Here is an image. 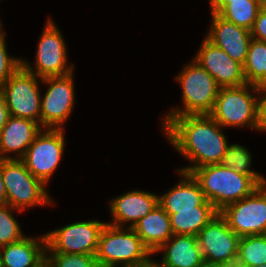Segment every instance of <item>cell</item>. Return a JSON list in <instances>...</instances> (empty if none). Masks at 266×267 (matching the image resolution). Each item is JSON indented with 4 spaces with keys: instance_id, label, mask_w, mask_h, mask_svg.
Masks as SVG:
<instances>
[{
    "instance_id": "cb8c5ba5",
    "label": "cell",
    "mask_w": 266,
    "mask_h": 267,
    "mask_svg": "<svg viewBox=\"0 0 266 267\" xmlns=\"http://www.w3.org/2000/svg\"><path fill=\"white\" fill-rule=\"evenodd\" d=\"M236 263L245 267L266 264V234L240 237Z\"/></svg>"
},
{
    "instance_id": "44dd1931",
    "label": "cell",
    "mask_w": 266,
    "mask_h": 267,
    "mask_svg": "<svg viewBox=\"0 0 266 267\" xmlns=\"http://www.w3.org/2000/svg\"><path fill=\"white\" fill-rule=\"evenodd\" d=\"M133 230L152 254L173 236L170 216L160 205L140 219Z\"/></svg>"
},
{
    "instance_id": "2e32d148",
    "label": "cell",
    "mask_w": 266,
    "mask_h": 267,
    "mask_svg": "<svg viewBox=\"0 0 266 267\" xmlns=\"http://www.w3.org/2000/svg\"><path fill=\"white\" fill-rule=\"evenodd\" d=\"M159 205V196L145 191H130L110 202V212L114 223H108L116 227H123V223L132 222L133 228L137 222L145 218Z\"/></svg>"
},
{
    "instance_id": "e575fe53",
    "label": "cell",
    "mask_w": 266,
    "mask_h": 267,
    "mask_svg": "<svg viewBox=\"0 0 266 267\" xmlns=\"http://www.w3.org/2000/svg\"><path fill=\"white\" fill-rule=\"evenodd\" d=\"M133 267H161V266L151 259L150 261H148L147 263H145L143 265L133 266Z\"/></svg>"
},
{
    "instance_id": "836d02e7",
    "label": "cell",
    "mask_w": 266,
    "mask_h": 267,
    "mask_svg": "<svg viewBox=\"0 0 266 267\" xmlns=\"http://www.w3.org/2000/svg\"><path fill=\"white\" fill-rule=\"evenodd\" d=\"M7 204V193L2 176V159L0 158V205Z\"/></svg>"
},
{
    "instance_id": "ffe728a7",
    "label": "cell",
    "mask_w": 266,
    "mask_h": 267,
    "mask_svg": "<svg viewBox=\"0 0 266 267\" xmlns=\"http://www.w3.org/2000/svg\"><path fill=\"white\" fill-rule=\"evenodd\" d=\"M158 251L164 252L161 267H199L204 262L197 236L173 234Z\"/></svg>"
},
{
    "instance_id": "9c48e42d",
    "label": "cell",
    "mask_w": 266,
    "mask_h": 267,
    "mask_svg": "<svg viewBox=\"0 0 266 267\" xmlns=\"http://www.w3.org/2000/svg\"><path fill=\"white\" fill-rule=\"evenodd\" d=\"M107 223L75 222L45 234L46 252L96 255L100 234Z\"/></svg>"
},
{
    "instance_id": "9a60e30c",
    "label": "cell",
    "mask_w": 266,
    "mask_h": 267,
    "mask_svg": "<svg viewBox=\"0 0 266 267\" xmlns=\"http://www.w3.org/2000/svg\"><path fill=\"white\" fill-rule=\"evenodd\" d=\"M211 14V29L206 39L243 65L252 40L250 30L228 22L218 14Z\"/></svg>"
},
{
    "instance_id": "8fae6325",
    "label": "cell",
    "mask_w": 266,
    "mask_h": 267,
    "mask_svg": "<svg viewBox=\"0 0 266 267\" xmlns=\"http://www.w3.org/2000/svg\"><path fill=\"white\" fill-rule=\"evenodd\" d=\"M63 129L41 131L21 159L28 171L45 185L55 172L64 151Z\"/></svg>"
},
{
    "instance_id": "484cf974",
    "label": "cell",
    "mask_w": 266,
    "mask_h": 267,
    "mask_svg": "<svg viewBox=\"0 0 266 267\" xmlns=\"http://www.w3.org/2000/svg\"><path fill=\"white\" fill-rule=\"evenodd\" d=\"M251 159L247 148L239 144H231L227 146L219 164L223 167L232 168L237 173L250 176L259 186L266 184L264 176L250 170Z\"/></svg>"
},
{
    "instance_id": "ab89813d",
    "label": "cell",
    "mask_w": 266,
    "mask_h": 267,
    "mask_svg": "<svg viewBox=\"0 0 266 267\" xmlns=\"http://www.w3.org/2000/svg\"><path fill=\"white\" fill-rule=\"evenodd\" d=\"M1 29H2V28H1V22H0V36H1V35H4L3 31H1Z\"/></svg>"
},
{
    "instance_id": "f546056e",
    "label": "cell",
    "mask_w": 266,
    "mask_h": 267,
    "mask_svg": "<svg viewBox=\"0 0 266 267\" xmlns=\"http://www.w3.org/2000/svg\"><path fill=\"white\" fill-rule=\"evenodd\" d=\"M263 94L257 99L256 129L266 131V85L258 86V92Z\"/></svg>"
},
{
    "instance_id": "d590c367",
    "label": "cell",
    "mask_w": 266,
    "mask_h": 267,
    "mask_svg": "<svg viewBox=\"0 0 266 267\" xmlns=\"http://www.w3.org/2000/svg\"><path fill=\"white\" fill-rule=\"evenodd\" d=\"M199 267H226L220 264H213L208 262H203Z\"/></svg>"
},
{
    "instance_id": "e0dca14e",
    "label": "cell",
    "mask_w": 266,
    "mask_h": 267,
    "mask_svg": "<svg viewBox=\"0 0 266 267\" xmlns=\"http://www.w3.org/2000/svg\"><path fill=\"white\" fill-rule=\"evenodd\" d=\"M39 123L27 119L9 116L8 121L0 131V158L22 159L27 148L32 144L35 137L42 131ZM16 153L17 157H9L7 153Z\"/></svg>"
},
{
    "instance_id": "52a82bcc",
    "label": "cell",
    "mask_w": 266,
    "mask_h": 267,
    "mask_svg": "<svg viewBox=\"0 0 266 267\" xmlns=\"http://www.w3.org/2000/svg\"><path fill=\"white\" fill-rule=\"evenodd\" d=\"M0 89L11 116L31 119L41 125L42 96L35 74L21 65Z\"/></svg>"
},
{
    "instance_id": "d4e9b609",
    "label": "cell",
    "mask_w": 266,
    "mask_h": 267,
    "mask_svg": "<svg viewBox=\"0 0 266 267\" xmlns=\"http://www.w3.org/2000/svg\"><path fill=\"white\" fill-rule=\"evenodd\" d=\"M261 8L257 0H232L218 15L228 22L251 30Z\"/></svg>"
},
{
    "instance_id": "603a6c76",
    "label": "cell",
    "mask_w": 266,
    "mask_h": 267,
    "mask_svg": "<svg viewBox=\"0 0 266 267\" xmlns=\"http://www.w3.org/2000/svg\"><path fill=\"white\" fill-rule=\"evenodd\" d=\"M243 71L246 83L266 85V42L251 40Z\"/></svg>"
},
{
    "instance_id": "74e56055",
    "label": "cell",
    "mask_w": 266,
    "mask_h": 267,
    "mask_svg": "<svg viewBox=\"0 0 266 267\" xmlns=\"http://www.w3.org/2000/svg\"><path fill=\"white\" fill-rule=\"evenodd\" d=\"M226 267H245V266L239 265L237 263H233V264L226 266Z\"/></svg>"
},
{
    "instance_id": "4fadbf2b",
    "label": "cell",
    "mask_w": 266,
    "mask_h": 267,
    "mask_svg": "<svg viewBox=\"0 0 266 267\" xmlns=\"http://www.w3.org/2000/svg\"><path fill=\"white\" fill-rule=\"evenodd\" d=\"M73 72L65 76L41 79L49 85L41 97V126L46 129H63L74 104ZM63 123V124H62Z\"/></svg>"
},
{
    "instance_id": "5bb4252c",
    "label": "cell",
    "mask_w": 266,
    "mask_h": 267,
    "mask_svg": "<svg viewBox=\"0 0 266 267\" xmlns=\"http://www.w3.org/2000/svg\"><path fill=\"white\" fill-rule=\"evenodd\" d=\"M196 55L194 60L212 75L220 88L246 84L243 65L233 60L206 38Z\"/></svg>"
},
{
    "instance_id": "3957f363",
    "label": "cell",
    "mask_w": 266,
    "mask_h": 267,
    "mask_svg": "<svg viewBox=\"0 0 266 267\" xmlns=\"http://www.w3.org/2000/svg\"><path fill=\"white\" fill-rule=\"evenodd\" d=\"M151 254L133 228L107 223L100 234L96 260L99 267H133L150 261Z\"/></svg>"
},
{
    "instance_id": "f35d334b",
    "label": "cell",
    "mask_w": 266,
    "mask_h": 267,
    "mask_svg": "<svg viewBox=\"0 0 266 267\" xmlns=\"http://www.w3.org/2000/svg\"><path fill=\"white\" fill-rule=\"evenodd\" d=\"M0 267H3V264H2V255H1V249H0Z\"/></svg>"
},
{
    "instance_id": "277c9868",
    "label": "cell",
    "mask_w": 266,
    "mask_h": 267,
    "mask_svg": "<svg viewBox=\"0 0 266 267\" xmlns=\"http://www.w3.org/2000/svg\"><path fill=\"white\" fill-rule=\"evenodd\" d=\"M176 80L182 87L183 110L173 109L164 118V124L173 116L209 114L216 101L219 86L212 75L194 59L187 64Z\"/></svg>"
},
{
    "instance_id": "7c38bea8",
    "label": "cell",
    "mask_w": 266,
    "mask_h": 267,
    "mask_svg": "<svg viewBox=\"0 0 266 267\" xmlns=\"http://www.w3.org/2000/svg\"><path fill=\"white\" fill-rule=\"evenodd\" d=\"M35 72L28 61L22 60V66L29 72L40 77L65 76L73 72V65L67 67V53L64 39L52 19L47 25L38 41Z\"/></svg>"
},
{
    "instance_id": "7a4b0ae2",
    "label": "cell",
    "mask_w": 266,
    "mask_h": 267,
    "mask_svg": "<svg viewBox=\"0 0 266 267\" xmlns=\"http://www.w3.org/2000/svg\"><path fill=\"white\" fill-rule=\"evenodd\" d=\"M191 175L199 183L205 198L218 211L250 195L259 185L248 175L232 168L212 164L194 169Z\"/></svg>"
},
{
    "instance_id": "7402d4cb",
    "label": "cell",
    "mask_w": 266,
    "mask_h": 267,
    "mask_svg": "<svg viewBox=\"0 0 266 267\" xmlns=\"http://www.w3.org/2000/svg\"><path fill=\"white\" fill-rule=\"evenodd\" d=\"M219 211L205 201L197 210L178 211L170 216L173 234L197 236L201 229L208 224Z\"/></svg>"
},
{
    "instance_id": "6da1fadb",
    "label": "cell",
    "mask_w": 266,
    "mask_h": 267,
    "mask_svg": "<svg viewBox=\"0 0 266 267\" xmlns=\"http://www.w3.org/2000/svg\"><path fill=\"white\" fill-rule=\"evenodd\" d=\"M162 125L177 152L194 163L180 171L191 173L202 166L219 164L227 150L226 136L209 114L173 116Z\"/></svg>"
},
{
    "instance_id": "d6a6232c",
    "label": "cell",
    "mask_w": 266,
    "mask_h": 267,
    "mask_svg": "<svg viewBox=\"0 0 266 267\" xmlns=\"http://www.w3.org/2000/svg\"><path fill=\"white\" fill-rule=\"evenodd\" d=\"M232 0H210L212 13L219 14Z\"/></svg>"
},
{
    "instance_id": "8d00e7d4",
    "label": "cell",
    "mask_w": 266,
    "mask_h": 267,
    "mask_svg": "<svg viewBox=\"0 0 266 267\" xmlns=\"http://www.w3.org/2000/svg\"><path fill=\"white\" fill-rule=\"evenodd\" d=\"M262 7H266V0H257Z\"/></svg>"
},
{
    "instance_id": "83f0119b",
    "label": "cell",
    "mask_w": 266,
    "mask_h": 267,
    "mask_svg": "<svg viewBox=\"0 0 266 267\" xmlns=\"http://www.w3.org/2000/svg\"><path fill=\"white\" fill-rule=\"evenodd\" d=\"M49 255V256H48ZM47 267H99L96 255L46 253Z\"/></svg>"
},
{
    "instance_id": "ac0fdd59",
    "label": "cell",
    "mask_w": 266,
    "mask_h": 267,
    "mask_svg": "<svg viewBox=\"0 0 266 267\" xmlns=\"http://www.w3.org/2000/svg\"><path fill=\"white\" fill-rule=\"evenodd\" d=\"M38 239V240H37ZM23 237L0 247L3 267H44L46 264V236Z\"/></svg>"
},
{
    "instance_id": "4dcf8cb0",
    "label": "cell",
    "mask_w": 266,
    "mask_h": 267,
    "mask_svg": "<svg viewBox=\"0 0 266 267\" xmlns=\"http://www.w3.org/2000/svg\"><path fill=\"white\" fill-rule=\"evenodd\" d=\"M250 33L252 39L266 42V7L259 10Z\"/></svg>"
},
{
    "instance_id": "60d3db41",
    "label": "cell",
    "mask_w": 266,
    "mask_h": 267,
    "mask_svg": "<svg viewBox=\"0 0 266 267\" xmlns=\"http://www.w3.org/2000/svg\"><path fill=\"white\" fill-rule=\"evenodd\" d=\"M256 267H266V264H263L262 266H256Z\"/></svg>"
},
{
    "instance_id": "30bf717a",
    "label": "cell",
    "mask_w": 266,
    "mask_h": 267,
    "mask_svg": "<svg viewBox=\"0 0 266 267\" xmlns=\"http://www.w3.org/2000/svg\"><path fill=\"white\" fill-rule=\"evenodd\" d=\"M204 262L229 266L236 263L240 237L218 213L197 235Z\"/></svg>"
},
{
    "instance_id": "4316f807",
    "label": "cell",
    "mask_w": 266,
    "mask_h": 267,
    "mask_svg": "<svg viewBox=\"0 0 266 267\" xmlns=\"http://www.w3.org/2000/svg\"><path fill=\"white\" fill-rule=\"evenodd\" d=\"M9 204L0 205V247L21 240L23 234L17 220L13 217Z\"/></svg>"
},
{
    "instance_id": "ba28073f",
    "label": "cell",
    "mask_w": 266,
    "mask_h": 267,
    "mask_svg": "<svg viewBox=\"0 0 266 267\" xmlns=\"http://www.w3.org/2000/svg\"><path fill=\"white\" fill-rule=\"evenodd\" d=\"M219 213L239 237L266 234V184L226 205Z\"/></svg>"
},
{
    "instance_id": "8992f818",
    "label": "cell",
    "mask_w": 266,
    "mask_h": 267,
    "mask_svg": "<svg viewBox=\"0 0 266 267\" xmlns=\"http://www.w3.org/2000/svg\"><path fill=\"white\" fill-rule=\"evenodd\" d=\"M258 92V86L244 84L237 87L219 88L216 101L209 115L221 127H242L249 125L256 130L258 96H253L248 88Z\"/></svg>"
},
{
    "instance_id": "5b68a950",
    "label": "cell",
    "mask_w": 266,
    "mask_h": 267,
    "mask_svg": "<svg viewBox=\"0 0 266 267\" xmlns=\"http://www.w3.org/2000/svg\"><path fill=\"white\" fill-rule=\"evenodd\" d=\"M2 176L7 204L16 211L52 203L44 188L45 184L28 171L21 159H2Z\"/></svg>"
},
{
    "instance_id": "d6986e66",
    "label": "cell",
    "mask_w": 266,
    "mask_h": 267,
    "mask_svg": "<svg viewBox=\"0 0 266 267\" xmlns=\"http://www.w3.org/2000/svg\"><path fill=\"white\" fill-rule=\"evenodd\" d=\"M183 179L159 197V205L167 214H176L178 211L197 210L207 199L201 190L199 183L191 175L179 170Z\"/></svg>"
},
{
    "instance_id": "f1b7e54d",
    "label": "cell",
    "mask_w": 266,
    "mask_h": 267,
    "mask_svg": "<svg viewBox=\"0 0 266 267\" xmlns=\"http://www.w3.org/2000/svg\"><path fill=\"white\" fill-rule=\"evenodd\" d=\"M5 36H0V88L20 68L22 59L8 56Z\"/></svg>"
},
{
    "instance_id": "1f68e13d",
    "label": "cell",
    "mask_w": 266,
    "mask_h": 267,
    "mask_svg": "<svg viewBox=\"0 0 266 267\" xmlns=\"http://www.w3.org/2000/svg\"><path fill=\"white\" fill-rule=\"evenodd\" d=\"M10 114L6 105V99L4 93L0 89V131L8 121Z\"/></svg>"
}]
</instances>
